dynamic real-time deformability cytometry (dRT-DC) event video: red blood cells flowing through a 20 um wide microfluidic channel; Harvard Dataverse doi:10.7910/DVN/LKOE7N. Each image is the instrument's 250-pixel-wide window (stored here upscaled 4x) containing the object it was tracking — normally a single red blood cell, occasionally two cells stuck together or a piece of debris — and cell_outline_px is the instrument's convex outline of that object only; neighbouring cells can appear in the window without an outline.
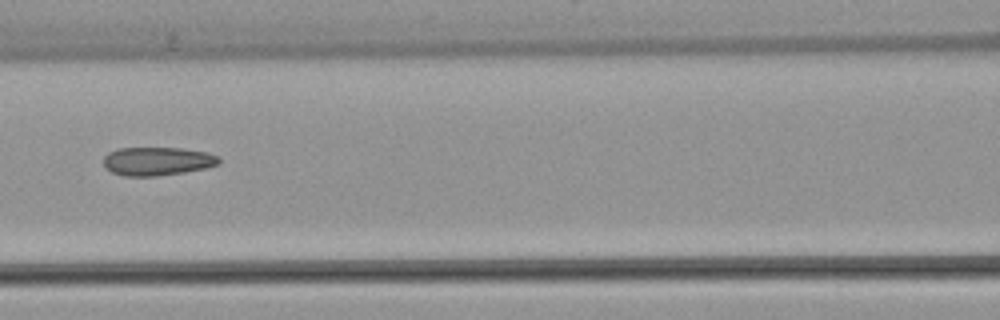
{"species": "common noctule bat (a hibernating species)", "species_latin": "Nyctalus noctula", "temperature_condition": "warm", "stored_images_in_passage": 38, "camera_frame_rate_fps": 3000, "um_per_image_px": 0.085, "animal": {"sex": "female", "body_mass_g": 22.7, "forearm_length_mm": 54.2}, "frame": {"image": 1, "passage_image": 22, "time_ms": 7.0, "image_size_px": [1000, 320], "cell_outline_px": [[220, 164], [208, 168], [184, 172], [156, 176], [124, 176], [112, 172], [104, 168], [104, 156], [108, 152], [120, 148], [184, 148], [208, 152], [220, 156]], "centroid_in_image_um": [13.41, 13.7], "position_along_channel_um": 153.2, "area_um2": 19.42}, "authors_computed_cell_mechanics": {"area_um2": 19.941, "velocity_mm_per_s": 4.0598, "shape_relaxation_time_tau1_ms": null, "shape_relaxation_time_tau2_ms": 4.6463, "deformation_change_tau1": null, "deformation_change_tau2": 0.1211}}